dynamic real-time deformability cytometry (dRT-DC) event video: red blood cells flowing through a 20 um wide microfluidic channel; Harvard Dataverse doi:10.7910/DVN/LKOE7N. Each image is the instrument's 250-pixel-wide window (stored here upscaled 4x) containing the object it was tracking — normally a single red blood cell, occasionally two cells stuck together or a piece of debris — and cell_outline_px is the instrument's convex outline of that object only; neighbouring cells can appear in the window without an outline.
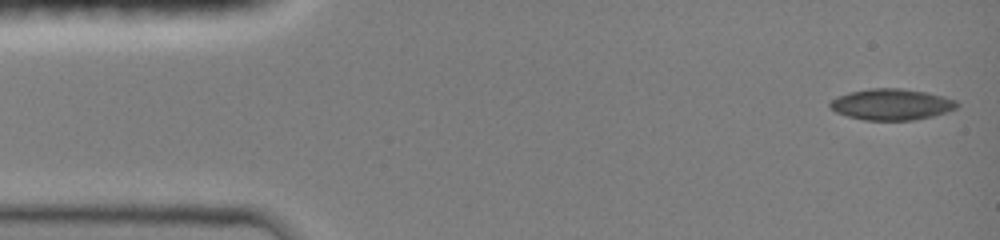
{"species": "common noctule bat (a hibernating species)", "species_latin": "Nyctalus noctula", "temperature_condition": "room temperature", "stored_images_in_passage": 11, "camera_frame_rate_fps": 3000, "um_per_image_px": 0.085, "animal": {"sex": "female", "body_mass_g": 19.0, "forearm_length_mm": 51.5}, "frame": {"image": 1, "passage_image": 1, "time_ms": 0.0, "image_size_px": [1000, 240], "cell_outline_px": [[960, 104], [956, 108], [948, 112], [932, 116], [912, 120], [864, 120], [848, 116], [836, 112], [828, 104], [836, 96], [848, 92], [872, 88], [900, 88], [928, 92], [944, 96], [956, 100]], "centroid_in_image_um": [75.8, 8.86], "position_along_channel_um": 9.2, "area_um2": 23.18}}
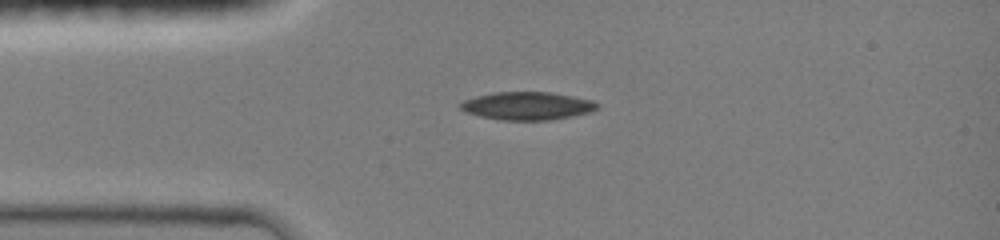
{"frame": {"image": 2, "passage_image": 7, "time_ms": 3.0, "image_size_px": [1000, 240], "cell_outline_px": [[600, 108], [592, 112], [572, 116], [548, 120], [500, 120], [480, 116], [468, 112], [460, 108], [460, 104], [464, 100], [476, 96], [496, 92], [548, 92], [572, 96], [592, 100], [600, 104]], "centroid_in_image_um": [44.87, 9.0], "position_along_channel_um": 40.1, "area_um2": 22.25}}
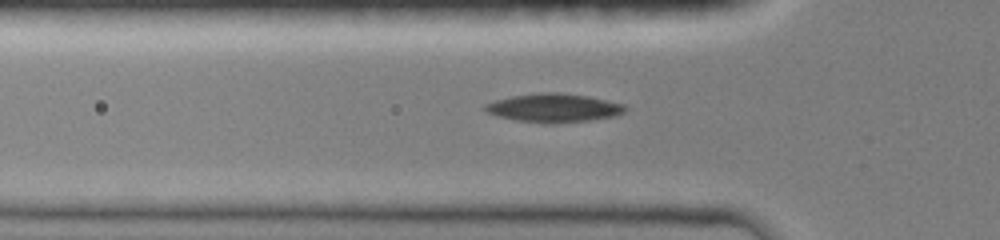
{"frame": {"image": 3, "passage_image": 10, "time_ms": 4.333, "image_size_px": [1000, 240], "cell_outline_px": [[628, 108], [624, 112], [616, 116], [588, 120], [552, 124], [516, 120], [496, 116], [488, 112], [484, 108], [484, 104], [496, 100], [512, 96], [540, 92], [556, 92], [588, 96], [624, 104]], "centroid_in_image_um": [47.08, 9.17], "position_along_channel_um": 78.7, "area_um2": 23.29}}